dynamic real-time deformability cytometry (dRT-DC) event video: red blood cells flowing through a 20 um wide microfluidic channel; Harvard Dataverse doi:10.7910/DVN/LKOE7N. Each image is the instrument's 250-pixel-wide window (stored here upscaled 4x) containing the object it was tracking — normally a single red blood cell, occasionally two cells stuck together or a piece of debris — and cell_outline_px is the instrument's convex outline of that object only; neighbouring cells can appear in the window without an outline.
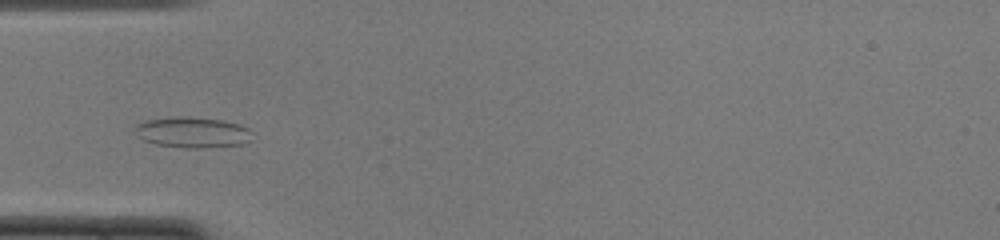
{"species": "common noctule bat (a hibernating species)", "species_latin": "Nyctalus noctula", "temperature_condition": "cold", "stored_images_in_passage": 45, "camera_frame_rate_fps": 3000, "um_per_image_px": 0.085, "animal": {"sex": "female", "body_mass_g": 22.0, "forearm_length_mm": 56.7}, "frame": {"image": 1, "passage_image": 11, "time_ms": 3.333, "image_size_px": [1000, 240], "cell_outline_px": [[252, 140], [240, 144], [204, 148], [188, 148], [156, 144], [144, 140], [132, 132], [136, 124], [148, 120], [176, 116], [188, 116], [224, 120], [240, 124], [248, 128]], "centroid_in_image_um": [16.34, 11.24], "position_along_channel_um": 68.7, "area_um2": 21.1}}
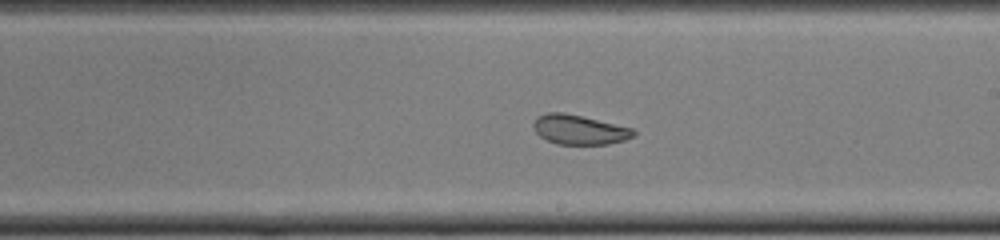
{"frame": {"image": 2, "passage_image": 24, "time_ms": 7.667, "image_size_px": [1000, 240], "cell_outline_px": [[636, 136], [624, 140], [608, 144], [556, 144], [540, 136], [536, 132], [532, 124], [536, 116], [548, 112], [564, 112], [632, 128], [636, 132]], "centroid_in_image_um": [49.22, 11.02], "position_along_channel_um": 239.8, "area_um2": 17.22}}
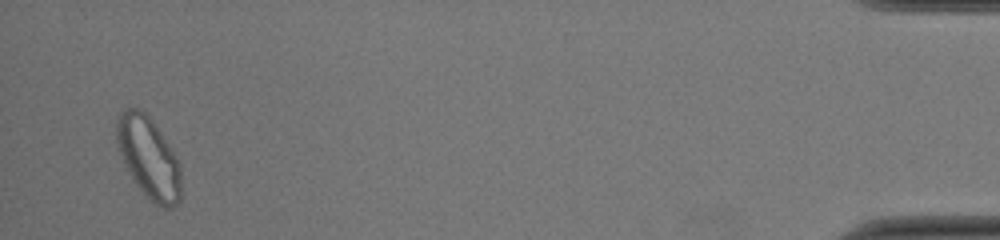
{"frame": {"image": 3, "passage_image": 44, "time_ms": 14.333, "image_size_px": [1000, 240], "cell_outline_px": [[180, 200], [172, 208], [164, 208], [156, 204], [136, 184], [120, 152], [116, 140], [116, 120], [120, 112], [124, 108], [140, 108], [152, 120], [172, 148], [180, 164]], "centroid_in_image_um": [12.65, 13.36], "position_along_channel_um": 422.6, "area_um2": 30.11}, "authors_computed_cell_mechanics": {"area_um2": 20.9236, "velocity_mm_per_s": 3.959, "shape_relaxation_time_tau1_ms": null, "shape_relaxation_time_tau2_ms": 1.5595, "deformation_change_tau1": null, "deformation_change_tau2": 0.0474}}